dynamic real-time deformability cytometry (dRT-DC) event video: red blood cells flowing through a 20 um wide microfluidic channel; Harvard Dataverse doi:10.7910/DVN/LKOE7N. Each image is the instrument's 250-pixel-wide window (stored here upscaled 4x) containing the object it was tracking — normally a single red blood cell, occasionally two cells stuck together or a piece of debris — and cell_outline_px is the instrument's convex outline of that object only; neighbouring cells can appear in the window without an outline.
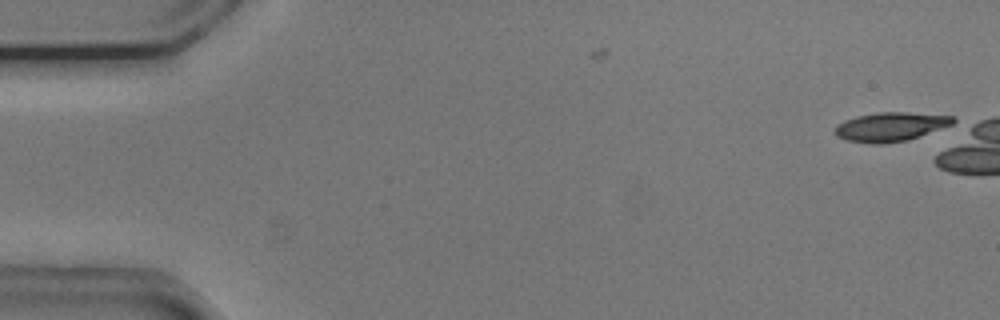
{"species": "common noctule bat (a hibernating species)", "species_latin": "Nyctalus noctula", "temperature_condition": "cold", "stored_images_in_passage": 5, "camera_frame_rate_fps": 3000, "um_per_image_px": 0.085, "animal": {"sex": "male", "body_mass_g": 20.5, "forearm_length_mm": 52.5}, "frame": {"image": 1, "passage_image": 5, "time_ms": 1.333, "image_size_px": [1000, 320], "cell_outline_px": [[956, 120], [952, 124], [908, 140], [884, 144], [872, 144], [848, 140], [836, 136], [836, 124], [844, 120], [856, 116], [876, 112], [908, 112], [956, 116]], "centroid_in_image_um": [75.7, 10.76], "position_along_channel_um": 9.3, "area_um2": 20.0}}